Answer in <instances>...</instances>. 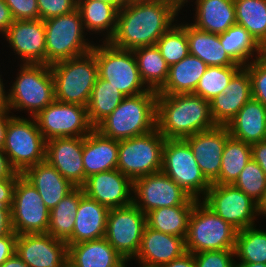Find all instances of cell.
<instances>
[{"mask_svg": "<svg viewBox=\"0 0 266 267\" xmlns=\"http://www.w3.org/2000/svg\"><path fill=\"white\" fill-rule=\"evenodd\" d=\"M195 267H236L235 249L194 253Z\"/></svg>", "mask_w": 266, "mask_h": 267, "instance_id": "cell-45", "label": "cell"}, {"mask_svg": "<svg viewBox=\"0 0 266 267\" xmlns=\"http://www.w3.org/2000/svg\"><path fill=\"white\" fill-rule=\"evenodd\" d=\"M30 119L12 115L3 144L11 166L21 174L30 166L45 161L46 140L35 118Z\"/></svg>", "mask_w": 266, "mask_h": 267, "instance_id": "cell-9", "label": "cell"}, {"mask_svg": "<svg viewBox=\"0 0 266 267\" xmlns=\"http://www.w3.org/2000/svg\"><path fill=\"white\" fill-rule=\"evenodd\" d=\"M252 159L256 161L266 174V141L251 145Z\"/></svg>", "mask_w": 266, "mask_h": 267, "instance_id": "cell-51", "label": "cell"}, {"mask_svg": "<svg viewBox=\"0 0 266 267\" xmlns=\"http://www.w3.org/2000/svg\"><path fill=\"white\" fill-rule=\"evenodd\" d=\"M15 253L29 267H62L68 262V244L48 233L17 235Z\"/></svg>", "mask_w": 266, "mask_h": 267, "instance_id": "cell-17", "label": "cell"}, {"mask_svg": "<svg viewBox=\"0 0 266 267\" xmlns=\"http://www.w3.org/2000/svg\"><path fill=\"white\" fill-rule=\"evenodd\" d=\"M156 46L166 63L171 66L188 56L189 44L186 34V24L173 25L158 39Z\"/></svg>", "mask_w": 266, "mask_h": 267, "instance_id": "cell-42", "label": "cell"}, {"mask_svg": "<svg viewBox=\"0 0 266 267\" xmlns=\"http://www.w3.org/2000/svg\"><path fill=\"white\" fill-rule=\"evenodd\" d=\"M102 43L94 45L91 50L96 57L98 77L108 81L125 96L149 91L140 77L133 51L115 48L109 42Z\"/></svg>", "mask_w": 266, "mask_h": 267, "instance_id": "cell-8", "label": "cell"}, {"mask_svg": "<svg viewBox=\"0 0 266 267\" xmlns=\"http://www.w3.org/2000/svg\"><path fill=\"white\" fill-rule=\"evenodd\" d=\"M161 267H195L193 253L186 252L181 257L172 260Z\"/></svg>", "mask_w": 266, "mask_h": 267, "instance_id": "cell-54", "label": "cell"}, {"mask_svg": "<svg viewBox=\"0 0 266 267\" xmlns=\"http://www.w3.org/2000/svg\"><path fill=\"white\" fill-rule=\"evenodd\" d=\"M236 24L263 48L266 45V0H234Z\"/></svg>", "mask_w": 266, "mask_h": 267, "instance_id": "cell-38", "label": "cell"}, {"mask_svg": "<svg viewBox=\"0 0 266 267\" xmlns=\"http://www.w3.org/2000/svg\"><path fill=\"white\" fill-rule=\"evenodd\" d=\"M241 68L242 66H208L193 94L208 101L212 100L223 93L233 76Z\"/></svg>", "mask_w": 266, "mask_h": 267, "instance_id": "cell-41", "label": "cell"}, {"mask_svg": "<svg viewBox=\"0 0 266 267\" xmlns=\"http://www.w3.org/2000/svg\"><path fill=\"white\" fill-rule=\"evenodd\" d=\"M14 20L39 19L37 0H4Z\"/></svg>", "mask_w": 266, "mask_h": 267, "instance_id": "cell-47", "label": "cell"}, {"mask_svg": "<svg viewBox=\"0 0 266 267\" xmlns=\"http://www.w3.org/2000/svg\"><path fill=\"white\" fill-rule=\"evenodd\" d=\"M178 11L174 4L161 0L129 1L119 9L116 31L108 42L123 50L156 45Z\"/></svg>", "mask_w": 266, "mask_h": 267, "instance_id": "cell-1", "label": "cell"}, {"mask_svg": "<svg viewBox=\"0 0 266 267\" xmlns=\"http://www.w3.org/2000/svg\"><path fill=\"white\" fill-rule=\"evenodd\" d=\"M2 80L0 75V109H8V93L4 89L5 87Z\"/></svg>", "mask_w": 266, "mask_h": 267, "instance_id": "cell-57", "label": "cell"}, {"mask_svg": "<svg viewBox=\"0 0 266 267\" xmlns=\"http://www.w3.org/2000/svg\"><path fill=\"white\" fill-rule=\"evenodd\" d=\"M62 267H73L69 262H67L64 266Z\"/></svg>", "mask_w": 266, "mask_h": 267, "instance_id": "cell-64", "label": "cell"}, {"mask_svg": "<svg viewBox=\"0 0 266 267\" xmlns=\"http://www.w3.org/2000/svg\"><path fill=\"white\" fill-rule=\"evenodd\" d=\"M55 84V100L87 107L98 77L92 51L50 65Z\"/></svg>", "mask_w": 266, "mask_h": 267, "instance_id": "cell-4", "label": "cell"}, {"mask_svg": "<svg viewBox=\"0 0 266 267\" xmlns=\"http://www.w3.org/2000/svg\"><path fill=\"white\" fill-rule=\"evenodd\" d=\"M250 160L251 145L230 136L223 150L219 177L213 184H233Z\"/></svg>", "mask_w": 266, "mask_h": 267, "instance_id": "cell-39", "label": "cell"}, {"mask_svg": "<svg viewBox=\"0 0 266 267\" xmlns=\"http://www.w3.org/2000/svg\"><path fill=\"white\" fill-rule=\"evenodd\" d=\"M132 194L133 203L144 214L162 207L194 205L198 201L162 171L135 179Z\"/></svg>", "mask_w": 266, "mask_h": 267, "instance_id": "cell-16", "label": "cell"}, {"mask_svg": "<svg viewBox=\"0 0 266 267\" xmlns=\"http://www.w3.org/2000/svg\"><path fill=\"white\" fill-rule=\"evenodd\" d=\"M17 179H0V206L12 208Z\"/></svg>", "mask_w": 266, "mask_h": 267, "instance_id": "cell-49", "label": "cell"}, {"mask_svg": "<svg viewBox=\"0 0 266 267\" xmlns=\"http://www.w3.org/2000/svg\"><path fill=\"white\" fill-rule=\"evenodd\" d=\"M185 238L144 228L141 246L136 255L140 267H161L186 253Z\"/></svg>", "mask_w": 266, "mask_h": 267, "instance_id": "cell-22", "label": "cell"}, {"mask_svg": "<svg viewBox=\"0 0 266 267\" xmlns=\"http://www.w3.org/2000/svg\"><path fill=\"white\" fill-rule=\"evenodd\" d=\"M19 74V75H18ZM8 93V110H27L36 116L55 101L54 78L47 64H21Z\"/></svg>", "mask_w": 266, "mask_h": 267, "instance_id": "cell-5", "label": "cell"}, {"mask_svg": "<svg viewBox=\"0 0 266 267\" xmlns=\"http://www.w3.org/2000/svg\"><path fill=\"white\" fill-rule=\"evenodd\" d=\"M81 188L86 196L109 209L133 203V181L118 169L88 177Z\"/></svg>", "mask_w": 266, "mask_h": 267, "instance_id": "cell-18", "label": "cell"}, {"mask_svg": "<svg viewBox=\"0 0 266 267\" xmlns=\"http://www.w3.org/2000/svg\"><path fill=\"white\" fill-rule=\"evenodd\" d=\"M226 128L231 137L250 145L265 141L266 107L250 98L237 115L228 122Z\"/></svg>", "mask_w": 266, "mask_h": 267, "instance_id": "cell-27", "label": "cell"}, {"mask_svg": "<svg viewBox=\"0 0 266 267\" xmlns=\"http://www.w3.org/2000/svg\"><path fill=\"white\" fill-rule=\"evenodd\" d=\"M238 230L224 221L202 200L193 207L187 234L185 237L186 252L235 249Z\"/></svg>", "mask_w": 266, "mask_h": 267, "instance_id": "cell-6", "label": "cell"}, {"mask_svg": "<svg viewBox=\"0 0 266 267\" xmlns=\"http://www.w3.org/2000/svg\"><path fill=\"white\" fill-rule=\"evenodd\" d=\"M207 67L200 58L189 54L178 63L169 66L167 80L157 94L193 93Z\"/></svg>", "mask_w": 266, "mask_h": 267, "instance_id": "cell-30", "label": "cell"}, {"mask_svg": "<svg viewBox=\"0 0 266 267\" xmlns=\"http://www.w3.org/2000/svg\"><path fill=\"white\" fill-rule=\"evenodd\" d=\"M13 231L11 224V208L0 206V237Z\"/></svg>", "mask_w": 266, "mask_h": 267, "instance_id": "cell-52", "label": "cell"}, {"mask_svg": "<svg viewBox=\"0 0 266 267\" xmlns=\"http://www.w3.org/2000/svg\"><path fill=\"white\" fill-rule=\"evenodd\" d=\"M138 65L140 77L149 90L158 92L165 84L169 65L156 45L138 47L132 50Z\"/></svg>", "mask_w": 266, "mask_h": 267, "instance_id": "cell-34", "label": "cell"}, {"mask_svg": "<svg viewBox=\"0 0 266 267\" xmlns=\"http://www.w3.org/2000/svg\"><path fill=\"white\" fill-rule=\"evenodd\" d=\"M202 200L238 231L255 226L258 203L233 184H211Z\"/></svg>", "mask_w": 266, "mask_h": 267, "instance_id": "cell-12", "label": "cell"}, {"mask_svg": "<svg viewBox=\"0 0 266 267\" xmlns=\"http://www.w3.org/2000/svg\"><path fill=\"white\" fill-rule=\"evenodd\" d=\"M233 185L258 203L266 189V174L252 159L246 164Z\"/></svg>", "mask_w": 266, "mask_h": 267, "instance_id": "cell-43", "label": "cell"}, {"mask_svg": "<svg viewBox=\"0 0 266 267\" xmlns=\"http://www.w3.org/2000/svg\"><path fill=\"white\" fill-rule=\"evenodd\" d=\"M10 48L23 64H46L45 26L41 19L14 20L6 33Z\"/></svg>", "mask_w": 266, "mask_h": 267, "instance_id": "cell-20", "label": "cell"}, {"mask_svg": "<svg viewBox=\"0 0 266 267\" xmlns=\"http://www.w3.org/2000/svg\"><path fill=\"white\" fill-rule=\"evenodd\" d=\"M194 205L162 207L147 212L146 225L160 232L186 237Z\"/></svg>", "mask_w": 266, "mask_h": 267, "instance_id": "cell-35", "label": "cell"}, {"mask_svg": "<svg viewBox=\"0 0 266 267\" xmlns=\"http://www.w3.org/2000/svg\"><path fill=\"white\" fill-rule=\"evenodd\" d=\"M77 9L87 32L103 33L106 31L104 42H108L113 37L119 11L115 5L97 0H77Z\"/></svg>", "mask_w": 266, "mask_h": 267, "instance_id": "cell-33", "label": "cell"}, {"mask_svg": "<svg viewBox=\"0 0 266 267\" xmlns=\"http://www.w3.org/2000/svg\"><path fill=\"white\" fill-rule=\"evenodd\" d=\"M37 5L39 19L45 21L76 10L77 0H37Z\"/></svg>", "mask_w": 266, "mask_h": 267, "instance_id": "cell-46", "label": "cell"}, {"mask_svg": "<svg viewBox=\"0 0 266 267\" xmlns=\"http://www.w3.org/2000/svg\"><path fill=\"white\" fill-rule=\"evenodd\" d=\"M220 43L225 52L236 63L244 67L249 60H256L262 57V47L255 41L250 33L237 24L219 34ZM254 52L257 56H254ZM251 57V58H250Z\"/></svg>", "mask_w": 266, "mask_h": 267, "instance_id": "cell-36", "label": "cell"}, {"mask_svg": "<svg viewBox=\"0 0 266 267\" xmlns=\"http://www.w3.org/2000/svg\"><path fill=\"white\" fill-rule=\"evenodd\" d=\"M46 64L81 56L92 50L94 44L85 39V29L78 9L44 21Z\"/></svg>", "mask_w": 266, "mask_h": 267, "instance_id": "cell-7", "label": "cell"}, {"mask_svg": "<svg viewBox=\"0 0 266 267\" xmlns=\"http://www.w3.org/2000/svg\"><path fill=\"white\" fill-rule=\"evenodd\" d=\"M50 210L37 189L20 175L14 187L11 224L17 234L47 233Z\"/></svg>", "mask_w": 266, "mask_h": 267, "instance_id": "cell-15", "label": "cell"}, {"mask_svg": "<svg viewBox=\"0 0 266 267\" xmlns=\"http://www.w3.org/2000/svg\"><path fill=\"white\" fill-rule=\"evenodd\" d=\"M188 2V0H187ZM196 28L221 34L236 24L234 0H196Z\"/></svg>", "mask_w": 266, "mask_h": 267, "instance_id": "cell-29", "label": "cell"}, {"mask_svg": "<svg viewBox=\"0 0 266 267\" xmlns=\"http://www.w3.org/2000/svg\"><path fill=\"white\" fill-rule=\"evenodd\" d=\"M262 57L266 60V45L262 48Z\"/></svg>", "mask_w": 266, "mask_h": 267, "instance_id": "cell-62", "label": "cell"}, {"mask_svg": "<svg viewBox=\"0 0 266 267\" xmlns=\"http://www.w3.org/2000/svg\"><path fill=\"white\" fill-rule=\"evenodd\" d=\"M11 111L8 109H0V148L3 149V144L6 136L8 120L12 117L9 116Z\"/></svg>", "mask_w": 266, "mask_h": 267, "instance_id": "cell-55", "label": "cell"}, {"mask_svg": "<svg viewBox=\"0 0 266 267\" xmlns=\"http://www.w3.org/2000/svg\"><path fill=\"white\" fill-rule=\"evenodd\" d=\"M0 267H29L16 253L8 258Z\"/></svg>", "mask_w": 266, "mask_h": 267, "instance_id": "cell-56", "label": "cell"}, {"mask_svg": "<svg viewBox=\"0 0 266 267\" xmlns=\"http://www.w3.org/2000/svg\"><path fill=\"white\" fill-rule=\"evenodd\" d=\"M235 258L239 263L266 264V231L256 226L239 230L236 235Z\"/></svg>", "mask_w": 266, "mask_h": 267, "instance_id": "cell-40", "label": "cell"}, {"mask_svg": "<svg viewBox=\"0 0 266 267\" xmlns=\"http://www.w3.org/2000/svg\"><path fill=\"white\" fill-rule=\"evenodd\" d=\"M84 194L81 187H75L49 213L47 233L57 240L68 245L75 226V215L81 196Z\"/></svg>", "mask_w": 266, "mask_h": 267, "instance_id": "cell-32", "label": "cell"}, {"mask_svg": "<svg viewBox=\"0 0 266 267\" xmlns=\"http://www.w3.org/2000/svg\"><path fill=\"white\" fill-rule=\"evenodd\" d=\"M119 140L107 138L93 129L84 136L83 165L86 179L100 172L117 169Z\"/></svg>", "mask_w": 266, "mask_h": 267, "instance_id": "cell-25", "label": "cell"}, {"mask_svg": "<svg viewBox=\"0 0 266 267\" xmlns=\"http://www.w3.org/2000/svg\"><path fill=\"white\" fill-rule=\"evenodd\" d=\"M13 22L14 18L9 7L6 5L4 0H0V32L5 34Z\"/></svg>", "mask_w": 266, "mask_h": 267, "instance_id": "cell-53", "label": "cell"}, {"mask_svg": "<svg viewBox=\"0 0 266 267\" xmlns=\"http://www.w3.org/2000/svg\"><path fill=\"white\" fill-rule=\"evenodd\" d=\"M21 175L37 189L49 210L75 188L46 160L30 166Z\"/></svg>", "mask_w": 266, "mask_h": 267, "instance_id": "cell-24", "label": "cell"}, {"mask_svg": "<svg viewBox=\"0 0 266 267\" xmlns=\"http://www.w3.org/2000/svg\"><path fill=\"white\" fill-rule=\"evenodd\" d=\"M17 234L12 231L6 236L0 237V266L16 252Z\"/></svg>", "mask_w": 266, "mask_h": 267, "instance_id": "cell-48", "label": "cell"}, {"mask_svg": "<svg viewBox=\"0 0 266 267\" xmlns=\"http://www.w3.org/2000/svg\"><path fill=\"white\" fill-rule=\"evenodd\" d=\"M130 261V260H124L123 262H121L117 267H127L126 263Z\"/></svg>", "mask_w": 266, "mask_h": 267, "instance_id": "cell-63", "label": "cell"}, {"mask_svg": "<svg viewBox=\"0 0 266 267\" xmlns=\"http://www.w3.org/2000/svg\"><path fill=\"white\" fill-rule=\"evenodd\" d=\"M156 98L157 92L153 90L126 96L94 129L101 135L115 140L149 133L156 129Z\"/></svg>", "mask_w": 266, "mask_h": 267, "instance_id": "cell-3", "label": "cell"}, {"mask_svg": "<svg viewBox=\"0 0 266 267\" xmlns=\"http://www.w3.org/2000/svg\"><path fill=\"white\" fill-rule=\"evenodd\" d=\"M189 53L200 58L208 66H241L236 64L225 52L219 34L200 30L186 24Z\"/></svg>", "mask_w": 266, "mask_h": 267, "instance_id": "cell-31", "label": "cell"}, {"mask_svg": "<svg viewBox=\"0 0 266 267\" xmlns=\"http://www.w3.org/2000/svg\"><path fill=\"white\" fill-rule=\"evenodd\" d=\"M161 1L174 4L179 10L182 9V7H184V0H161Z\"/></svg>", "mask_w": 266, "mask_h": 267, "instance_id": "cell-61", "label": "cell"}, {"mask_svg": "<svg viewBox=\"0 0 266 267\" xmlns=\"http://www.w3.org/2000/svg\"><path fill=\"white\" fill-rule=\"evenodd\" d=\"M165 138L157 130L119 140L117 169L132 181L162 170Z\"/></svg>", "mask_w": 266, "mask_h": 267, "instance_id": "cell-10", "label": "cell"}, {"mask_svg": "<svg viewBox=\"0 0 266 267\" xmlns=\"http://www.w3.org/2000/svg\"><path fill=\"white\" fill-rule=\"evenodd\" d=\"M266 216V189L264 191V195L262 199L258 202V216L259 215Z\"/></svg>", "mask_w": 266, "mask_h": 267, "instance_id": "cell-58", "label": "cell"}, {"mask_svg": "<svg viewBox=\"0 0 266 267\" xmlns=\"http://www.w3.org/2000/svg\"><path fill=\"white\" fill-rule=\"evenodd\" d=\"M21 173H18L10 164L8 156L0 148V179H17Z\"/></svg>", "mask_w": 266, "mask_h": 267, "instance_id": "cell-50", "label": "cell"}, {"mask_svg": "<svg viewBox=\"0 0 266 267\" xmlns=\"http://www.w3.org/2000/svg\"><path fill=\"white\" fill-rule=\"evenodd\" d=\"M126 96L108 81L97 77L87 105V114L95 128L109 116Z\"/></svg>", "mask_w": 266, "mask_h": 267, "instance_id": "cell-37", "label": "cell"}, {"mask_svg": "<svg viewBox=\"0 0 266 267\" xmlns=\"http://www.w3.org/2000/svg\"><path fill=\"white\" fill-rule=\"evenodd\" d=\"M251 79L252 98L266 107V60L263 57L250 61L244 66Z\"/></svg>", "mask_w": 266, "mask_h": 267, "instance_id": "cell-44", "label": "cell"}, {"mask_svg": "<svg viewBox=\"0 0 266 267\" xmlns=\"http://www.w3.org/2000/svg\"><path fill=\"white\" fill-rule=\"evenodd\" d=\"M229 137L226 126L217 125L210 130L184 138L192 149L202 174L210 184L219 177L223 150Z\"/></svg>", "mask_w": 266, "mask_h": 267, "instance_id": "cell-21", "label": "cell"}, {"mask_svg": "<svg viewBox=\"0 0 266 267\" xmlns=\"http://www.w3.org/2000/svg\"><path fill=\"white\" fill-rule=\"evenodd\" d=\"M84 137H63L46 141L45 160L75 187L85 181L83 165Z\"/></svg>", "mask_w": 266, "mask_h": 267, "instance_id": "cell-19", "label": "cell"}, {"mask_svg": "<svg viewBox=\"0 0 266 267\" xmlns=\"http://www.w3.org/2000/svg\"><path fill=\"white\" fill-rule=\"evenodd\" d=\"M109 210L83 194L75 215L71 244L104 238Z\"/></svg>", "mask_w": 266, "mask_h": 267, "instance_id": "cell-26", "label": "cell"}, {"mask_svg": "<svg viewBox=\"0 0 266 267\" xmlns=\"http://www.w3.org/2000/svg\"><path fill=\"white\" fill-rule=\"evenodd\" d=\"M252 97L248 70L242 67L231 79L222 94L210 100V111L216 125L226 126Z\"/></svg>", "mask_w": 266, "mask_h": 267, "instance_id": "cell-23", "label": "cell"}, {"mask_svg": "<svg viewBox=\"0 0 266 267\" xmlns=\"http://www.w3.org/2000/svg\"><path fill=\"white\" fill-rule=\"evenodd\" d=\"M156 128L165 139H184L215 128L210 102L193 94H157Z\"/></svg>", "mask_w": 266, "mask_h": 267, "instance_id": "cell-2", "label": "cell"}, {"mask_svg": "<svg viewBox=\"0 0 266 267\" xmlns=\"http://www.w3.org/2000/svg\"><path fill=\"white\" fill-rule=\"evenodd\" d=\"M124 260L105 237L68 245V262L73 267H117Z\"/></svg>", "mask_w": 266, "mask_h": 267, "instance_id": "cell-28", "label": "cell"}, {"mask_svg": "<svg viewBox=\"0 0 266 267\" xmlns=\"http://www.w3.org/2000/svg\"><path fill=\"white\" fill-rule=\"evenodd\" d=\"M97 1L115 5L118 9L122 8L127 3L125 0H97Z\"/></svg>", "mask_w": 266, "mask_h": 267, "instance_id": "cell-59", "label": "cell"}, {"mask_svg": "<svg viewBox=\"0 0 266 267\" xmlns=\"http://www.w3.org/2000/svg\"><path fill=\"white\" fill-rule=\"evenodd\" d=\"M190 197L200 200L211 184L202 174L189 144L184 139H166L163 146L162 170Z\"/></svg>", "mask_w": 266, "mask_h": 267, "instance_id": "cell-11", "label": "cell"}, {"mask_svg": "<svg viewBox=\"0 0 266 267\" xmlns=\"http://www.w3.org/2000/svg\"><path fill=\"white\" fill-rule=\"evenodd\" d=\"M236 267H266L264 263H238L236 262Z\"/></svg>", "mask_w": 266, "mask_h": 267, "instance_id": "cell-60", "label": "cell"}, {"mask_svg": "<svg viewBox=\"0 0 266 267\" xmlns=\"http://www.w3.org/2000/svg\"><path fill=\"white\" fill-rule=\"evenodd\" d=\"M145 226L146 215L134 203L111 208L105 238L125 260L135 259Z\"/></svg>", "mask_w": 266, "mask_h": 267, "instance_id": "cell-13", "label": "cell"}, {"mask_svg": "<svg viewBox=\"0 0 266 267\" xmlns=\"http://www.w3.org/2000/svg\"><path fill=\"white\" fill-rule=\"evenodd\" d=\"M34 118L46 141L63 137H84L94 129L88 118L87 107L57 100Z\"/></svg>", "mask_w": 266, "mask_h": 267, "instance_id": "cell-14", "label": "cell"}]
</instances>
